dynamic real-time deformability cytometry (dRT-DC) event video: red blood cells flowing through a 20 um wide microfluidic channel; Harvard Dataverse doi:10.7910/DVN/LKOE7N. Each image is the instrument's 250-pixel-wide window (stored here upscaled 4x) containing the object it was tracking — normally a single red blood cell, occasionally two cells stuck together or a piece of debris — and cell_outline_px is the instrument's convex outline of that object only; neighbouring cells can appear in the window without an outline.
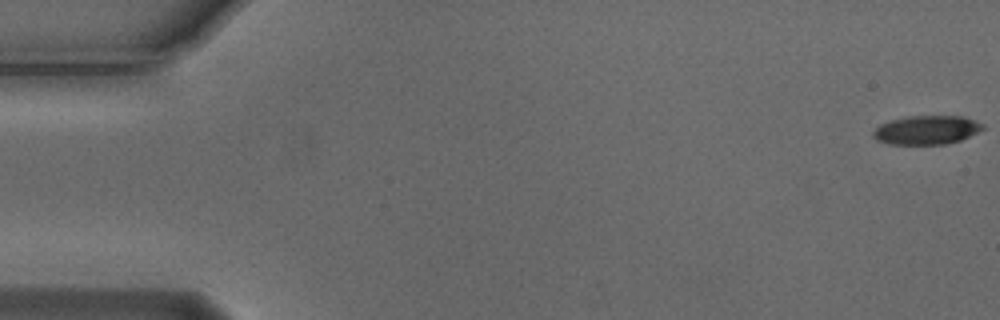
{"species": "Egyptian fruit bat (a non-hibernating species)", "species_latin": "Rousettus aegyptiacus", "temperature_condition": "cold", "stored_images_in_passage": 56, "camera_frame_rate_fps": 3000, "um_per_image_px": 0.085, "animal": {"sex": "male"}, "frame": {"image": 1, "passage_image": 1, "time_ms": 0.0, "image_size_px": [1000, 320], "cell_outline_px": [[984, 128], [960, 140], [944, 144], [888, 144], [876, 140], [872, 136], [872, 132], [880, 124], [892, 120], [908, 116], [964, 116], [976, 120], [984, 124]], "centroid_in_image_um": [78.75, 11.04], "position_along_channel_um": 6.3, "area_um2": 18.38}}
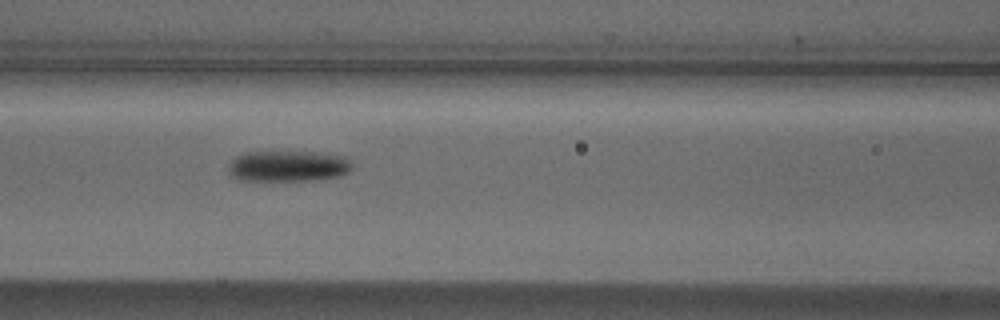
{"frame": {"image": 2, "passage_image": 24, "time_ms": 7.667, "image_size_px": [1000, 320], "cell_outline_px": [[352, 168], [348, 172], [340, 176], [308, 180], [240, 180], [232, 176], [228, 172], [228, 164], [236, 156], [244, 152], [320, 152], [348, 156], [352, 160]], "centroid_in_image_um": [24.52, 14.1], "position_along_channel_um": 142.1, "area_um2": 22.54}}
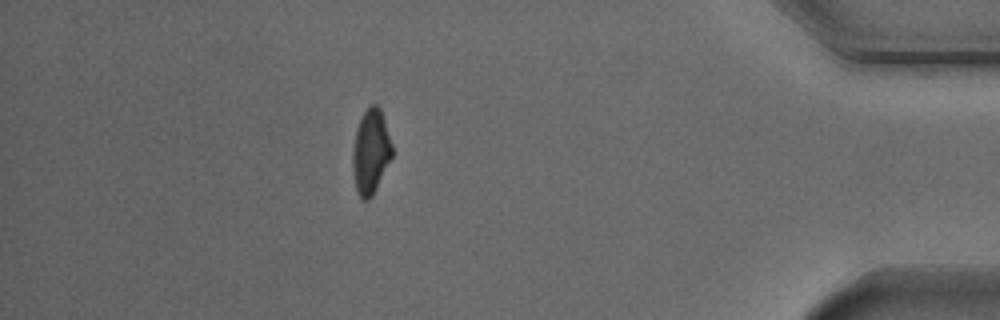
{"frame": {"image": 3, "passage_image": 49, "time_ms": 16.0, "image_size_px": [1000, 320], "cell_outline_px": [[392, 156], [372, 196], [368, 200], [364, 200], [356, 192], [352, 168], [352, 152], [356, 128], [364, 112], [372, 104], [376, 104], [380, 108], [392, 144]], "centroid_in_image_um": [31.49, 12.9], "position_along_channel_um": 403.7, "area_um2": 19.25}, "authors_computed_cell_mechanics": {"area_um2": 20.4323, "velocity_mm_per_s": 3.7175, "shape_relaxation_time_tau1_ms": 3.4199, "shape_relaxation_time_tau2_ms": null, "deformation_change_tau1": 0.1041, "deformation_change_tau2": null}}